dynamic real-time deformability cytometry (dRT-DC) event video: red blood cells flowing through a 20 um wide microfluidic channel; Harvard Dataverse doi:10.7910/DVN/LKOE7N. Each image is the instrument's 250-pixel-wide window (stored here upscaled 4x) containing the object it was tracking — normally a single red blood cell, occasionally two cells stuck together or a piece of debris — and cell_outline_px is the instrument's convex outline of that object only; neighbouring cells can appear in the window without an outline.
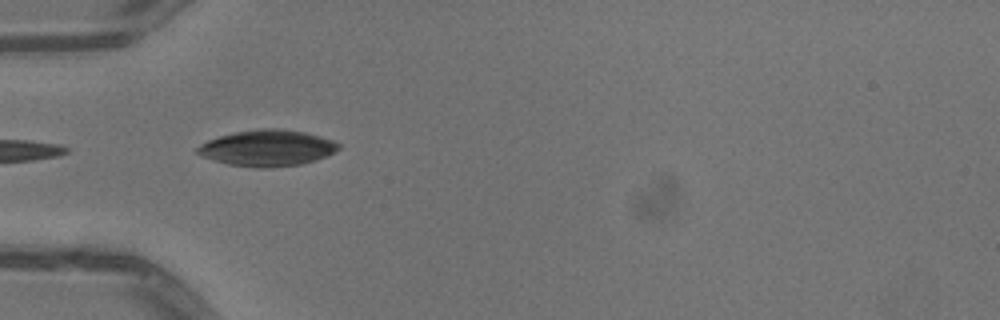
{"species": "common noctule bat (a hibernating species)", "species_latin": "Nyctalus noctula", "temperature_condition": "warm", "stored_images_in_passage": 4, "camera_frame_rate_fps": 3000, "um_per_image_px": 0.085, "animal": {"sex": "male", "body_mass_g": 13.3}, "frame": {"image": 1, "passage_image": 1, "time_ms": 0.0, "image_size_px": [1000, 320], "cell_outline_px": [[340, 148], [328, 156], [316, 160], [300, 164], [264, 168], [256, 168], [228, 164], [204, 156], [196, 152], [196, 148], [200, 144], [208, 140], [220, 136], [236, 132], [264, 128], [280, 128], [304, 132], [320, 136], [332, 140], [340, 144]], "centroid_in_image_um": [22.75, 12.58], "position_along_channel_um": 62.2, "area_um2": 29.54}}